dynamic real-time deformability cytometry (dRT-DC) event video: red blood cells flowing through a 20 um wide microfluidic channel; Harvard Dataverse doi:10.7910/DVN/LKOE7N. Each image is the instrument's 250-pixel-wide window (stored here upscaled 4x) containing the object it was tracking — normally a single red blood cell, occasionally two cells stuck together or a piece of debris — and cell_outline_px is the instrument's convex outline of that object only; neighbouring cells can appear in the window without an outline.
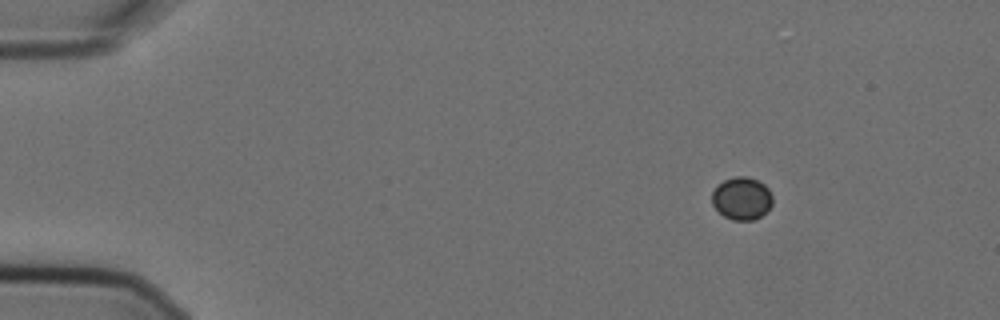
{"species": "Egyptian fruit bat (a non-hibernating species)", "species_latin": "Rousettus aegyptiacus", "temperature_condition": "cold", "stored_images_in_passage": 7, "camera_frame_rate_fps": 3000, "um_per_image_px": 0.085, "animal": {"sex": "female"}, "frame": {"image": 1, "passage_image": 2, "time_ms": 0.333, "image_size_px": [1000, 320], "cell_outline_px": [[772, 204], [760, 216], [752, 220], [732, 220], [724, 216], [712, 204], [712, 192], [724, 180], [736, 176], [744, 176], [756, 180], [764, 184], [768, 188], [772, 196]], "centroid_in_image_um": [63.05, 16.86], "position_along_channel_um": 22.0, "area_um2": 14.8}}
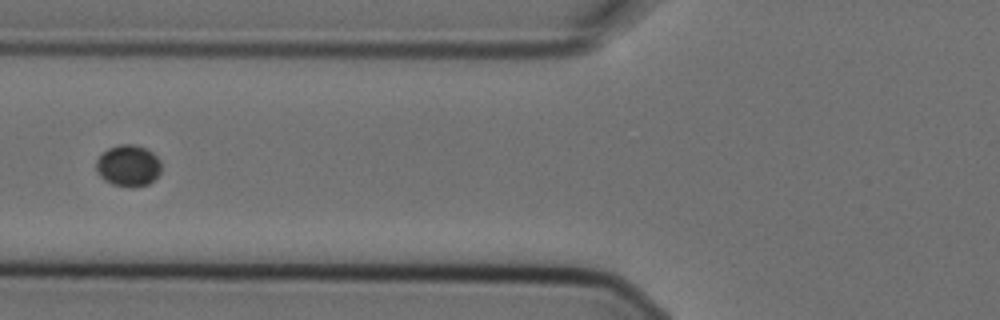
{"frame": {"image": 2, "passage_image": 6, "time_ms": 1.667, "image_size_px": [1000, 320], "cell_outline_px": [[160, 172], [148, 184], [132, 188], [128, 188], [112, 184], [104, 180], [96, 172], [96, 160], [108, 148], [120, 144], [136, 144], [148, 148], [160, 160]], "centroid_in_image_um": [10.89, 14.08], "position_along_channel_um": 114.9, "area_um2": 15.9}}
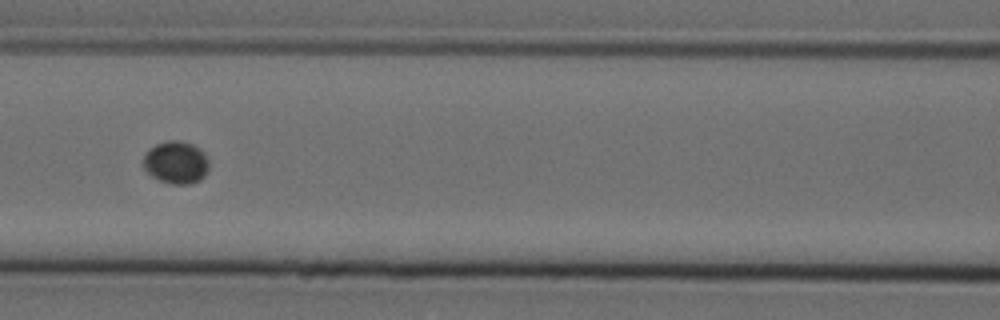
{"frame": {"image": 3, "passage_image": 7, "time_ms": 2.0, "image_size_px": [1000, 320], "cell_outline_px": [[208, 168], [204, 176], [200, 180], [188, 184], [172, 184], [160, 180], [152, 176], [144, 168], [144, 156], [156, 144], [168, 140], [176, 140], [192, 144], [204, 152], [208, 160]], "centroid_in_image_um": [14.98, 13.81], "position_along_channel_um": 151.6, "area_um2": 16.01}}